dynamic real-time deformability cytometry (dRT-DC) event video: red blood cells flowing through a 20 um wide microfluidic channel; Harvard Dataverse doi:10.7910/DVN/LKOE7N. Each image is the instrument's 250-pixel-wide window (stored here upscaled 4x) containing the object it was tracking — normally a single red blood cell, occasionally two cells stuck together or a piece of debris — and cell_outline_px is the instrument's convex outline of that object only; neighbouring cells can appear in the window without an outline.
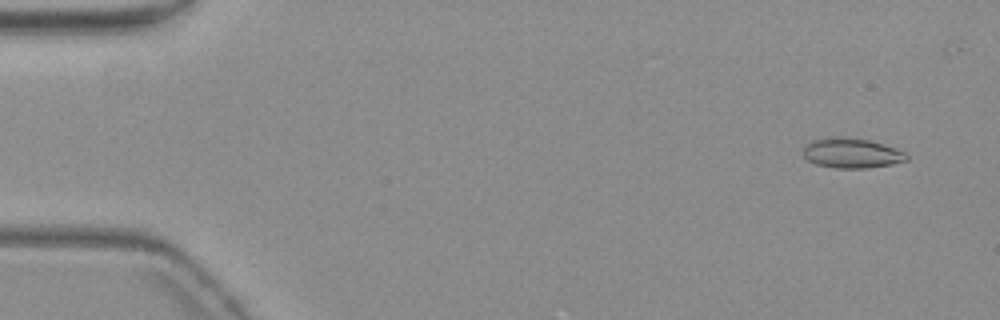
{"species": "common noctule bat (a hibernating species)", "species_latin": "Nyctalus noctula", "temperature_condition": "warm", "stored_images_in_passage": 5, "camera_frame_rate_fps": 3000, "um_per_image_px": 0.085, "animal": {"sex": "female", "body_mass_g": 19.3, "forearm_length_mm": 54.1}, "frame": {"image": 1, "passage_image": 2, "time_ms": 0.667, "image_size_px": [1000, 320], "cell_outline_px": [[908, 160], [892, 164], [868, 168], [836, 168], [816, 164], [808, 160], [804, 156], [804, 144], [812, 140], [832, 136], [844, 136], [872, 140], [896, 148], [904, 152], [908, 156]], "centroid_in_image_um": [72.39, 12.99], "position_along_channel_um": 12.6, "area_um2": 18.32}}
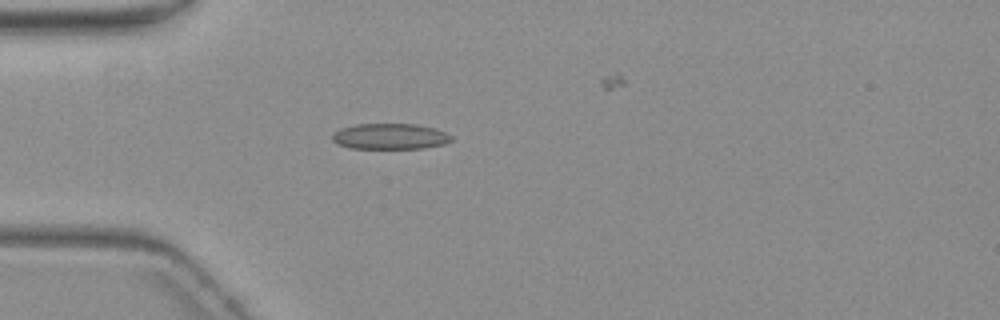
{"frame": {"image": 2, "passage_image": 5, "time_ms": 5.0, "image_size_px": [1000, 320], "cell_outline_px": [[452, 140], [444, 144], [424, 148], [348, 148], [336, 144], [332, 140], [332, 132], [340, 128], [356, 124], [416, 124], [432, 128], [444, 132], [452, 136]], "centroid_in_image_um": [33.09, 11.59], "position_along_channel_um": 51.9, "area_um2": 17.92}}